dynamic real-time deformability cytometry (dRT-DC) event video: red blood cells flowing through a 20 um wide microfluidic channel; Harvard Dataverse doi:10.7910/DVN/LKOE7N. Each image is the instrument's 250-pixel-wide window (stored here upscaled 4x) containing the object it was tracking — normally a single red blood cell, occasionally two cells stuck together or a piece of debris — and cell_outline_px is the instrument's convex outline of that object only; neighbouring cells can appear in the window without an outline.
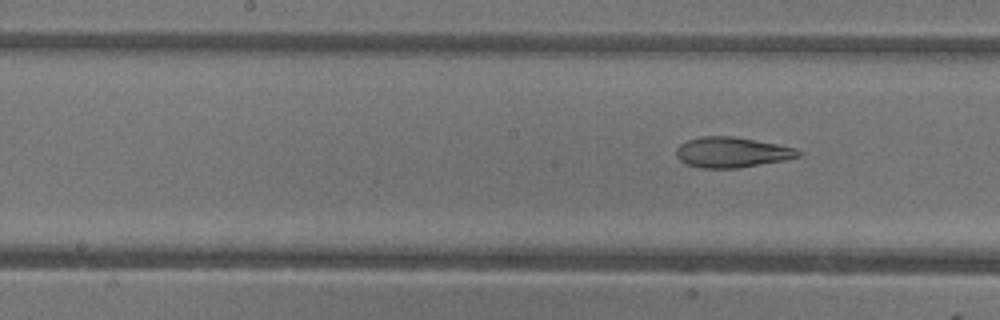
{"species": "common noctule bat (a hibernating species)", "species_latin": "Nyctalus noctula", "temperature_condition": "warm", "stored_images_in_passage": 6, "segment_of_instrument_passage": [2, 2], "camera_frame_rate_fps": 3000, "um_per_image_px": 0.085, "animal": {"sex": "female"}, "frame": {"image": 1, "passage_image": 6, "time_ms": 6.667, "image_size_px": [1000, 320], "cell_outline_px": [[804, 152], [800, 156], [784, 160], [736, 168], [700, 168], [684, 164], [676, 156], [676, 148], [680, 144], [688, 140], [700, 136], [732, 136], [776, 144], [796, 148]], "centroid_in_image_um": [62.18, 12.95], "position_along_channel_um": 186.0, "area_um2": 21.62}}